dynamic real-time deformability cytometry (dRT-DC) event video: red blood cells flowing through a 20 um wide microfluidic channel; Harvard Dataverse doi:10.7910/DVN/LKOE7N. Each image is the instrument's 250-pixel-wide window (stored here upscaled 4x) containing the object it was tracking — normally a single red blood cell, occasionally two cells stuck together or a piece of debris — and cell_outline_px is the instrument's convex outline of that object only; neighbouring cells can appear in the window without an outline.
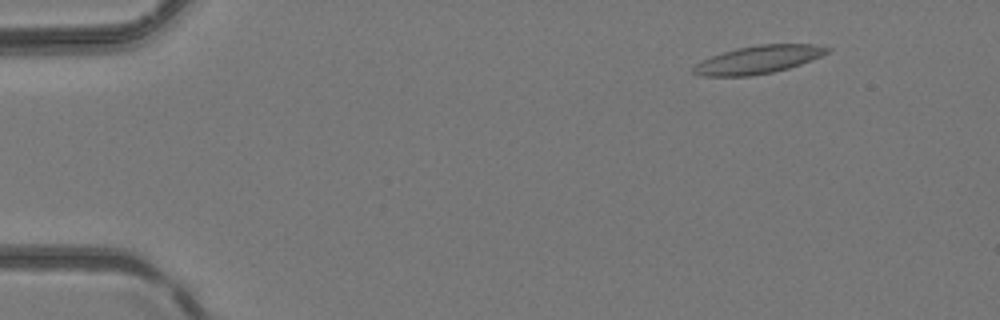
{"species": "common noctule bat (a hibernating species)", "species_latin": "Nyctalus noctula", "temperature_condition": "room temperature", "stored_images_in_passage": 5, "camera_frame_rate_fps": 3000, "um_per_image_px": 0.085, "animal": {"sex": "female", "body_mass_g": 24.6, "forearm_length_mm": 56.2}, "frame": {"image": 1, "passage_image": 2, "time_ms": 0.333, "image_size_px": [1000, 320], "cell_outline_px": [[832, 48], [828, 52], [812, 60], [788, 68], [772, 72], [752, 76], [704, 76], [692, 72], [692, 68], [696, 64], [712, 56], [736, 48], [760, 44], [816, 44]], "centroid_in_image_um": [64.49, 5.06], "position_along_channel_um": 20.5, "area_um2": 21.62}}
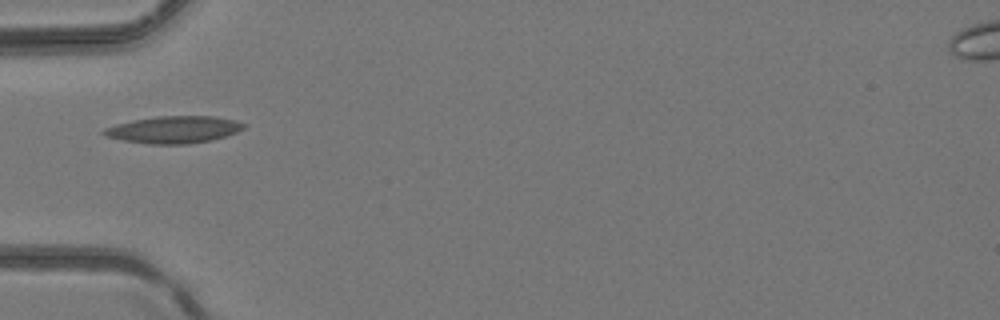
{"frame": {"image": 2, "passage_image": 5, "time_ms": 1.333, "image_size_px": [1000, 320], "cell_outline_px": [[248, 124], [244, 128], [236, 132], [212, 140], [188, 144], [148, 144], [124, 140], [108, 136], [100, 132], [104, 128], [116, 124], [132, 120], [156, 116], [212, 116], [236, 120]], "centroid_in_image_um": [14.79, 11.01], "position_along_channel_um": 70.2, "area_um2": 22.08}}